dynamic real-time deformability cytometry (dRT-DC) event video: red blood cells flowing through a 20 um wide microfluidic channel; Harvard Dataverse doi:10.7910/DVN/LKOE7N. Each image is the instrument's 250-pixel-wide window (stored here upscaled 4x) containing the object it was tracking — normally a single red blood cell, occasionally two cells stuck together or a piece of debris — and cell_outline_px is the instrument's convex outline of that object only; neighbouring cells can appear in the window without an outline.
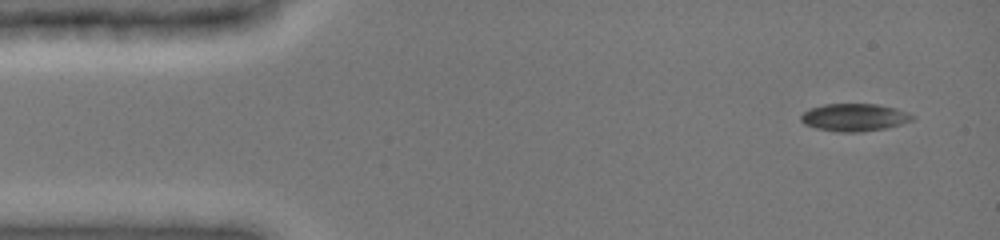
{"species": "common noctule bat (a hibernating species)", "species_latin": "Nyctalus noctula", "temperature_condition": "cold", "stored_images_in_passage": 6, "camera_frame_rate_fps": 3000, "um_per_image_px": 0.085, "animal": {"sex": "female", "body_mass_g": 19.0, "forearm_length_mm": 51.5}, "frame": {"image": 1, "passage_image": 1, "time_ms": 0.0, "image_size_px": [1000, 240], "cell_outline_px": [[916, 116], [912, 120], [900, 124], [884, 128], [860, 132], [836, 132], [816, 128], [804, 124], [800, 120], [800, 116], [804, 112], [812, 108], [824, 104], [876, 104], [896, 108], [908, 112]], "centroid_in_image_um": [72.62, 9.98], "position_along_channel_um": 12.4, "area_um2": 17.86}}
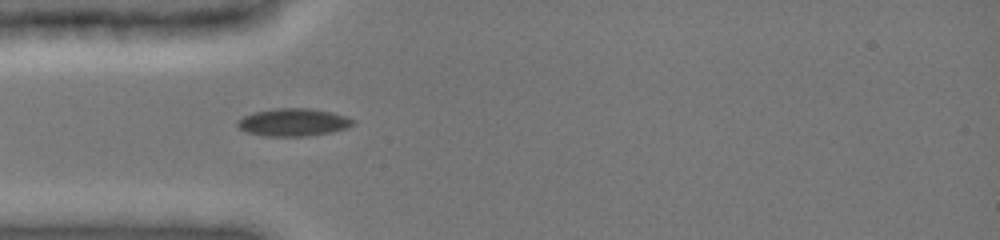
{"frame": {"image": 2, "passage_image": 5, "time_ms": 3.667, "image_size_px": [1000, 240], "cell_outline_px": [[356, 124], [348, 128], [332, 132], [308, 136], [264, 136], [248, 132], [240, 128], [236, 124], [236, 120], [252, 112], [276, 108], [308, 108], [332, 112], [356, 120]], "centroid_in_image_um": [24.95, 10.39], "position_along_channel_um": 60.0, "area_um2": 18.79}}